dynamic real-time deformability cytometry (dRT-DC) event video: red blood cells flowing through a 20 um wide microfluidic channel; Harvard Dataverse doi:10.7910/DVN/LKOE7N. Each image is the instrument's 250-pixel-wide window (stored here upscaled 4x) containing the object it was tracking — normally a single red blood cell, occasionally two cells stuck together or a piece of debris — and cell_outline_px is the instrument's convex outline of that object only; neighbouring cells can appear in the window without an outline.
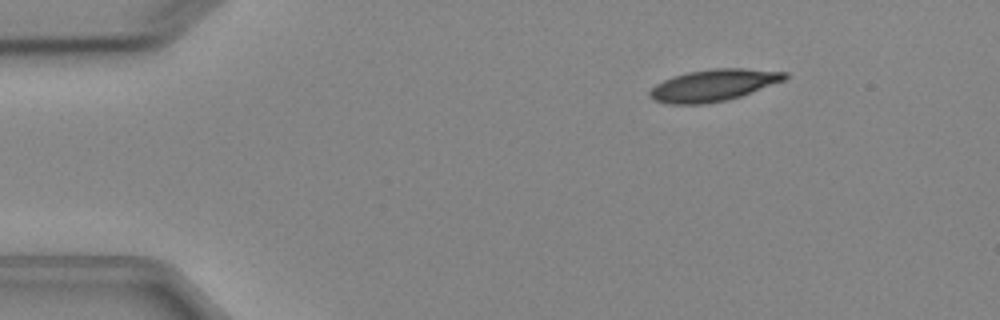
{"species": "Egyptian fruit bat (a non-hibernating species)", "species_latin": "Rousettus aegyptiacus", "temperature_condition": "cold", "stored_images_in_passage": 3, "camera_frame_rate_fps": 3000, "um_per_image_px": 0.085, "animal": {"sex": "female"}, "frame": {"image": 1, "passage_image": 1, "time_ms": 0.0, "image_size_px": [1000, 320], "cell_outline_px": [[788, 76], [784, 80], [740, 96], [728, 100], [704, 104], [668, 104], [652, 100], [648, 96], [648, 92], [656, 84], [672, 76], [688, 72], [712, 68], [744, 68], [788, 72]], "centroid_in_image_um": [60.61, 7.25], "position_along_channel_um": 24.4, "area_um2": 25.09}}